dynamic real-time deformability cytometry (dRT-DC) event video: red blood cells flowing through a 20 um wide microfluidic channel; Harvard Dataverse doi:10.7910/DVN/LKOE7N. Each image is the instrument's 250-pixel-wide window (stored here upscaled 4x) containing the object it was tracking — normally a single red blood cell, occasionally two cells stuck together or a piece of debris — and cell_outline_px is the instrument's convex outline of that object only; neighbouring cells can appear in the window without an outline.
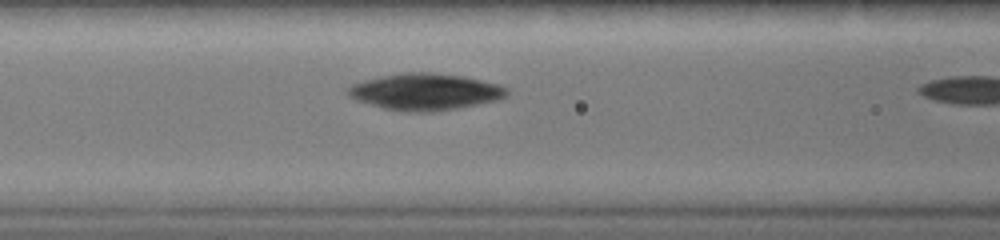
{"species": "common noctule bat (a hibernating species)", "species_latin": "Nyctalus noctula", "temperature_condition": "warm", "stored_images_in_passage": 5, "camera_frame_rate_fps": 3000, "um_per_image_px": 0.085, "animal": {"sex": "female", "body_mass_g": 19.0, "forearm_length_mm": 51.5}, "frame": {"image": 1, "passage_image": 4, "time_ms": 1.0, "image_size_px": [1000, 240], "cell_outline_px": [[508, 96], [496, 100], [456, 108], [432, 112], [400, 112], [384, 108], [356, 100], [348, 96], [344, 88], [352, 84], [364, 80], [380, 76], [404, 72], [432, 72], [460, 76], [500, 84], [508, 88]], "centroid_in_image_um": [36.09, 7.8], "position_along_channel_um": 130.5, "area_um2": 34.04}}